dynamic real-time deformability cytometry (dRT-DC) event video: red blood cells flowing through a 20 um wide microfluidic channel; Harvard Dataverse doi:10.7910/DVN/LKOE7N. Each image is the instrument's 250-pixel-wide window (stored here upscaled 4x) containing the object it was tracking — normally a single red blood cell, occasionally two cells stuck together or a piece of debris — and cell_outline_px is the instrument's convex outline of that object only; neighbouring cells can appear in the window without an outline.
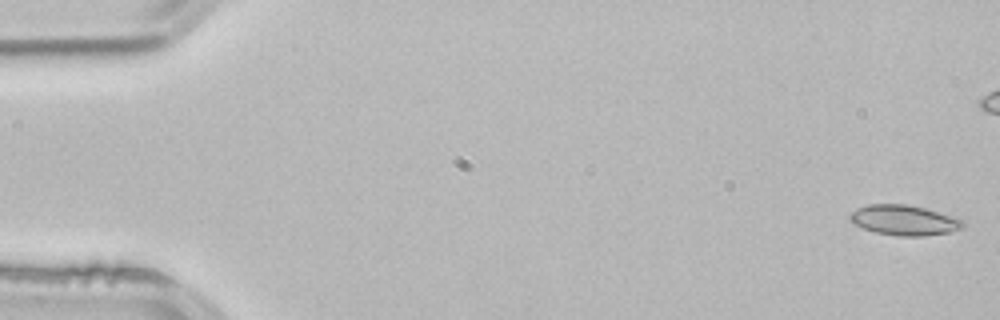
{"species": "common noctule bat (a hibernating species)", "species_latin": "Nyctalus noctula", "temperature_condition": "room temperature", "stored_images_in_passage": 53, "camera_frame_rate_fps": 3000, "um_per_image_px": 0.085, "animal": {"sex": "male", "body_mass_g": 21.5, "forearm_length_mm": 52.0}, "frame": {"image": 1, "passage_image": 1, "time_ms": 0.0, "image_size_px": [1000, 320], "cell_outline_px": [[964, 228], [948, 232], [924, 236], [900, 236], [876, 232], [864, 228], [856, 224], [848, 216], [856, 208], [868, 204], [908, 204], [924, 208], [960, 220], [964, 224]], "centroid_in_image_um": [76.81, 18.71], "position_along_channel_um": 8.2, "area_um2": 19.42}}
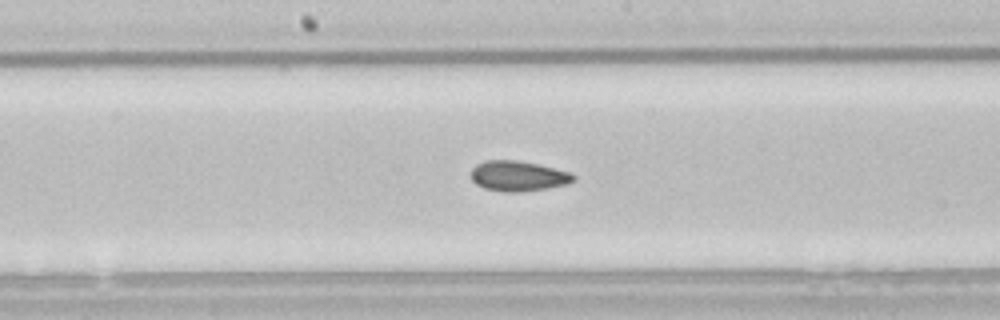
{"frame": {"image": 2, "passage_image": 27, "time_ms": 8.667, "image_size_px": [1000, 320], "cell_outline_px": [[576, 180], [568, 184], [548, 188], [520, 192], [504, 192], [484, 188], [476, 184], [472, 180], [472, 168], [476, 164], [484, 160], [516, 160], [536, 164], [572, 172], [576, 176]], "centroid_in_image_um": [44.07, 14.96], "position_along_channel_um": 204.1, "area_um2": 18.21}}
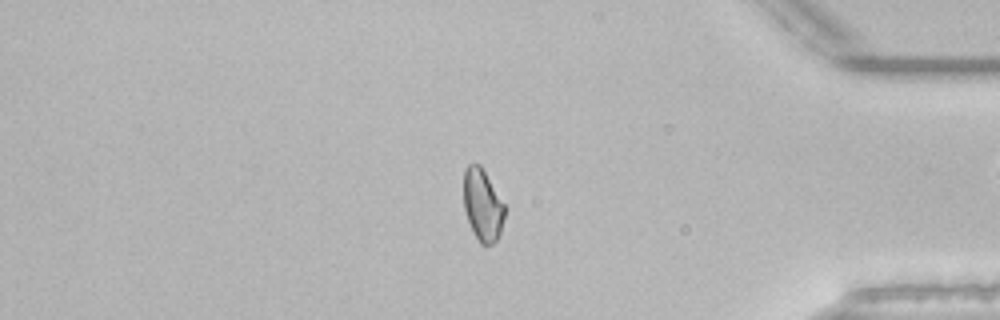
{"frame": {"image": 3, "passage_image": 44, "time_ms": 14.333, "image_size_px": [1000, 320], "cell_outline_px": [[504, 216], [500, 232], [496, 240], [492, 244], [480, 244], [472, 232], [464, 208], [464, 168], [468, 164], [480, 164], [504, 204]], "centroid_in_image_um": [41.0, 17.43], "position_along_channel_um": 394.2, "area_um2": 16.99}, "authors_computed_cell_mechanics": {"area_um2": 17.9758, "velocity_mm_per_s": 3.8746, "shape_relaxation_time_tau1_ms": null, "shape_relaxation_time_tau2_ms": 3.3095, "deformation_change_tau1": null, "deformation_change_tau2": 0.0853}}